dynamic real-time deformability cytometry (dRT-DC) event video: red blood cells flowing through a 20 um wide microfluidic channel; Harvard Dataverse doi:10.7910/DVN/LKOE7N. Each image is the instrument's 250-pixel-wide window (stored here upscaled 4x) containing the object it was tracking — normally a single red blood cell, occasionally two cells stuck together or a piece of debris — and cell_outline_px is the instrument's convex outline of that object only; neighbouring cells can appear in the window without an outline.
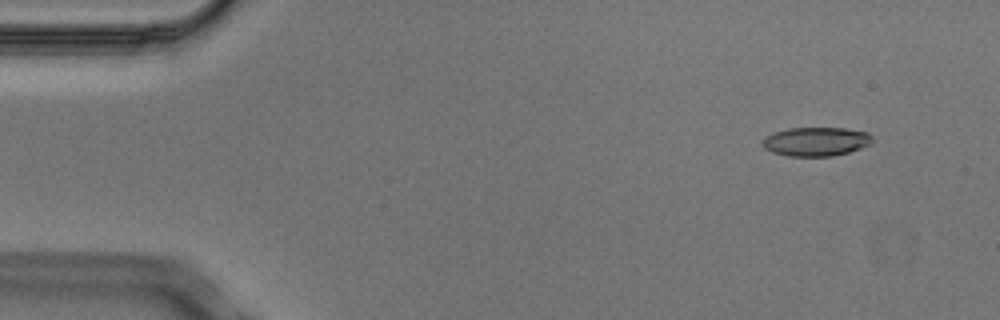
{"species": "Egyptian fruit bat (a non-hibernating species)", "species_latin": "Rousettus aegyptiacus", "temperature_condition": "cold", "stored_images_in_passage": 5, "camera_frame_rate_fps": 3000, "um_per_image_px": 0.085, "animal": {"sex": "male"}, "frame": {"image": 1, "passage_image": 2, "time_ms": 0.333, "image_size_px": [1000, 320], "cell_outline_px": [[872, 144], [848, 152], [832, 156], [788, 156], [772, 152], [764, 148], [760, 144], [760, 140], [764, 136], [772, 132], [788, 128], [844, 128], [868, 132], [872, 136]], "centroid_in_image_um": [69.31, 12.02], "position_along_channel_um": 15.7, "area_um2": 18.79}}